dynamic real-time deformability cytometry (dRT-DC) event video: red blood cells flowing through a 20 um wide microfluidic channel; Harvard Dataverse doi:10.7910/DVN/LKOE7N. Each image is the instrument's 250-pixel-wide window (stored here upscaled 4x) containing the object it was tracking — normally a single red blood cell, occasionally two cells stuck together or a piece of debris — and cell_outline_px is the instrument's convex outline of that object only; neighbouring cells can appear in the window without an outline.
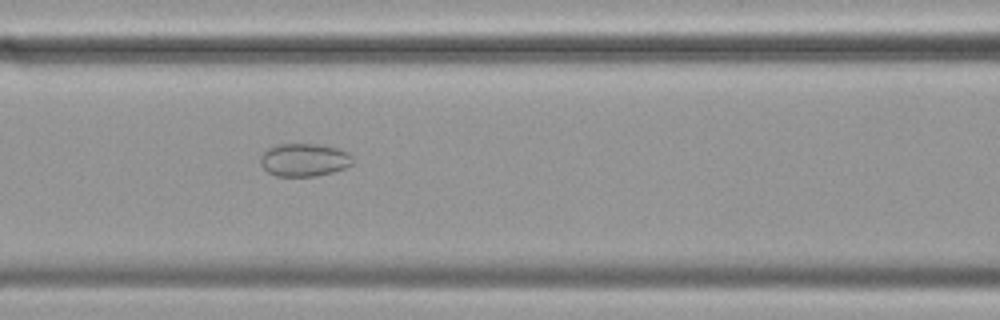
{"species": "common noctule bat (a hibernating species)", "species_latin": "Nyctalus noctula", "temperature_condition": "cold", "stored_images_in_passage": 57, "camera_frame_rate_fps": 3000, "um_per_image_px": 0.085, "animal": {"sex": "female", "body_mass_g": 19.9}, "frame": {"image": 1, "passage_image": 24, "time_ms": 7.667, "image_size_px": [1000, 320], "cell_outline_px": [[352, 164], [344, 168], [332, 172], [316, 176], [276, 176], [268, 172], [260, 164], [260, 156], [268, 148], [280, 144], [316, 144], [336, 148], [348, 152], [352, 156]], "centroid_in_image_um": [25.84, 13.59], "position_along_channel_um": 140.8, "area_um2": 17.63}}
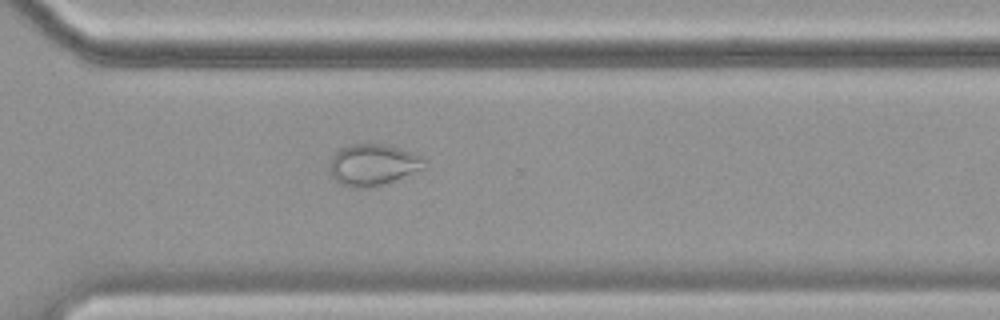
{"frame": {"image": 2, "passage_image": 41, "time_ms": 13.333, "image_size_px": [1000, 320], "cell_outline_px": [[424, 168], [384, 184], [368, 188], [348, 188], [340, 184], [328, 176], [328, 160], [340, 148], [352, 144], [384, 144], [400, 148], [420, 156], [424, 160]], "centroid_in_image_um": [31.59, 14.03], "position_along_channel_um": 339.0, "area_um2": 23.18}}
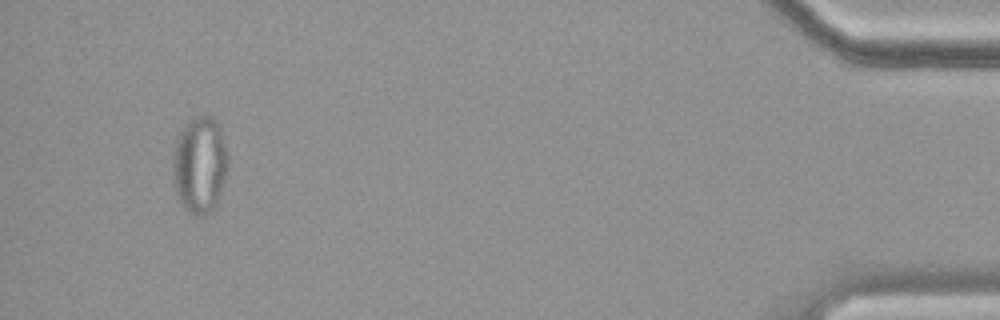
{"frame": {"image": 3, "passage_image": 54, "time_ms": 17.667, "image_size_px": [1000, 320], "cell_outline_px": [[228, 164], [216, 204], [208, 212], [200, 216], [196, 216], [184, 208], [176, 192], [172, 176], [172, 172], [176, 144], [180, 132], [192, 120], [204, 112], [216, 120], [220, 128], [228, 152]], "centroid_in_image_um": [16.99, 13.99], "position_along_channel_um": 418.2, "area_um2": 30.58}}